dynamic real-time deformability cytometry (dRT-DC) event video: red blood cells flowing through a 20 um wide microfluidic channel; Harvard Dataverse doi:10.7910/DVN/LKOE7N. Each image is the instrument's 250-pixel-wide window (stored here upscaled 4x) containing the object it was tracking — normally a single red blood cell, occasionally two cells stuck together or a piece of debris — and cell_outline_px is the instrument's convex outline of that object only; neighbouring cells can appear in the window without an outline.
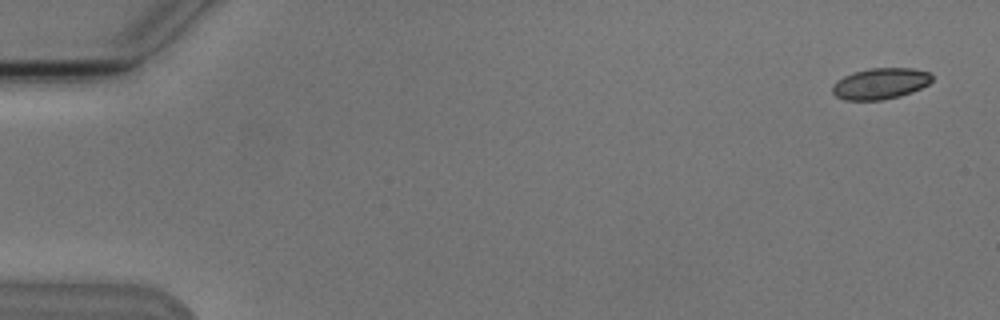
{"species": "Egyptian fruit bat (a non-hibernating species)", "species_latin": "Rousettus aegyptiacus", "temperature_condition": "cold", "stored_images_in_passage": 5, "camera_frame_rate_fps": 3000, "um_per_image_px": 0.085, "animal": {"sex": "male"}, "frame": {"image": 1, "passage_image": 1, "time_ms": 0.0, "image_size_px": [1000, 320], "cell_outline_px": [[932, 80], [928, 84], [912, 92], [900, 96], [880, 100], [844, 100], [836, 96], [832, 92], [832, 84], [836, 80], [852, 72], [868, 68], [912, 68], [932, 72]], "centroid_in_image_um": [74.82, 7.09], "position_along_channel_um": 10.2, "area_um2": 18.26}}
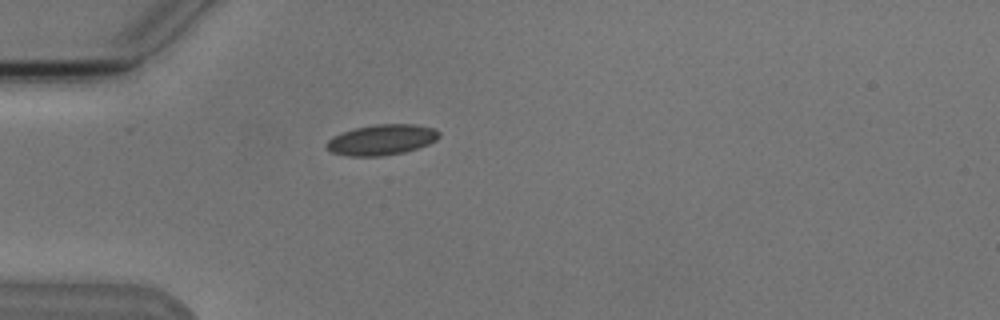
{"frame": {"image": 2, "passage_image": 5, "time_ms": 4.667, "image_size_px": [1000, 320], "cell_outline_px": [[440, 136], [436, 140], [428, 144], [404, 152], [384, 156], [348, 156], [332, 152], [324, 144], [332, 136], [356, 128], [376, 124], [416, 124], [436, 128], [440, 132]], "centroid_in_image_um": [32.47, 11.87], "position_along_channel_um": 52.5, "area_um2": 20.06}}